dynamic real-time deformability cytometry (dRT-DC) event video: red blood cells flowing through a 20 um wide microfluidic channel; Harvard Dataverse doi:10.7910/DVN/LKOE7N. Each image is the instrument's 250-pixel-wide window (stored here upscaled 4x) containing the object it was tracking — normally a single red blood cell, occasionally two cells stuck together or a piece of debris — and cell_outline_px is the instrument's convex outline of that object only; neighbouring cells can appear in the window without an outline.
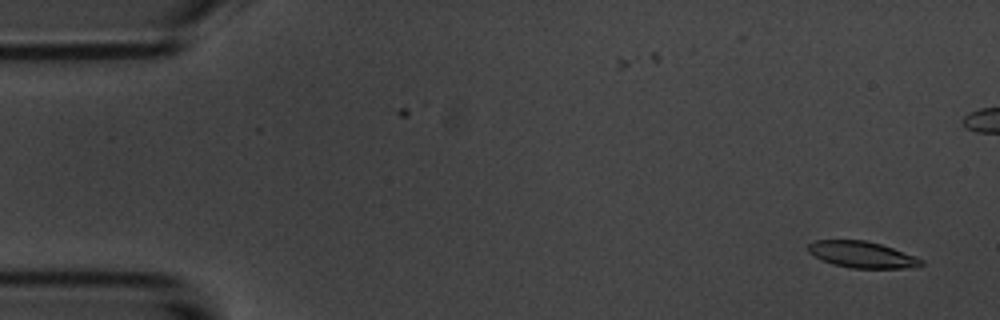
{"species": "common noctule bat (a hibernating species)", "species_latin": "Nyctalus noctula", "temperature_condition": "room temperature", "stored_images_in_passage": 5, "camera_frame_rate_fps": 3000, "um_per_image_px": 0.085, "animal": {"sex": "male", "body_mass_g": 20.1, "forearm_length_mm": 53.5}, "frame": {"image": 1, "passage_image": 1, "time_ms": 0.0, "image_size_px": [1000, 320], "cell_outline_px": [[924, 264], [916, 268], [848, 268], [832, 264], [808, 252], [808, 244], [816, 240], [864, 240], [880, 244], [916, 256], [924, 260]], "centroid_in_image_um": [73.31, 21.65], "position_along_channel_um": 11.7, "area_um2": 17.4}}